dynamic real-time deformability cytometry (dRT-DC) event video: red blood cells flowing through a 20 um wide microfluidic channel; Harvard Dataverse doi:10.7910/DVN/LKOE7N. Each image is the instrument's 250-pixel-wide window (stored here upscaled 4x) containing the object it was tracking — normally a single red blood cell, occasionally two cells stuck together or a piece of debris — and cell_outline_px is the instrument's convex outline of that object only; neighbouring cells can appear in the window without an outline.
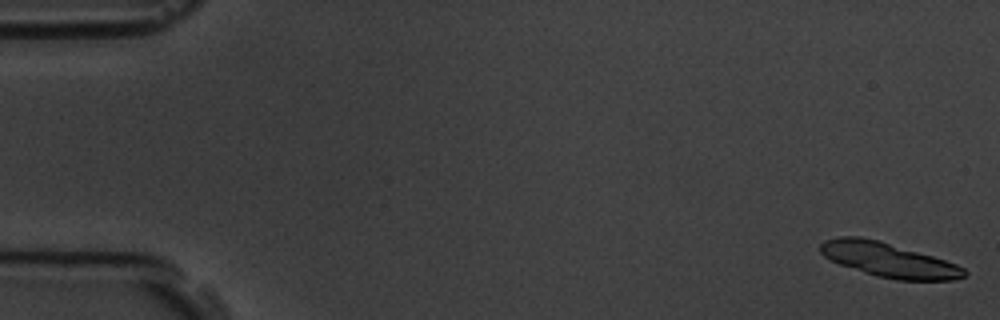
{"species": "common noctule bat (a hibernating species)", "species_latin": "Nyctalus noctula", "temperature_condition": "room temperature", "stored_images_in_passage": 6, "camera_frame_rate_fps": 3000, "um_per_image_px": 0.085, "animal": {"sex": "male", "body_mass_g": 19.5, "forearm_length_mm": 54.6}, "frame": {"image": 1, "passage_image": 1, "time_ms": 0.0, "image_size_px": [1000, 320], "cell_outline_px": [[968, 272], [964, 276], [952, 280], [896, 280], [876, 276], [840, 264], [824, 256], [820, 252], [820, 244], [824, 240], [840, 236], [860, 236], [880, 240], [932, 256], [956, 264], [964, 268]], "centroid_in_image_um": [75.51, 22.08], "position_along_channel_um": 9.5, "area_um2": 28.67}}